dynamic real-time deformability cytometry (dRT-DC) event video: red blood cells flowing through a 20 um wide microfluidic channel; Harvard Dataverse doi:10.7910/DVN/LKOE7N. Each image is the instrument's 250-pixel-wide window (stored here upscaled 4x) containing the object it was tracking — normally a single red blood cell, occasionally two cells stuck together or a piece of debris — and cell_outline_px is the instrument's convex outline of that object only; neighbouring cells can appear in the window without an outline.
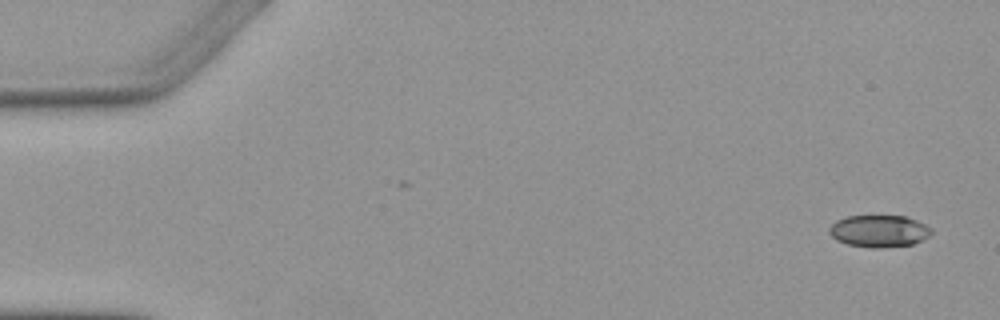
{"species": "Egyptian fruit bat (a non-hibernating species)", "species_latin": "Rousettus aegyptiacus", "temperature_condition": "warm", "stored_images_in_passage": 2, "camera_frame_rate_fps": 3000, "um_per_image_px": 0.085, "animal": {"sex": "female"}, "frame": {"image": 1, "passage_image": 2, "time_ms": 2.0, "image_size_px": [1000, 320], "cell_outline_px": [[932, 232], [928, 236], [912, 244], [880, 248], [872, 248], [848, 244], [836, 240], [828, 232], [828, 228], [836, 220], [848, 216], [904, 216], [916, 220], [932, 228]], "centroid_in_image_um": [74.69, 19.64], "position_along_channel_um": 10.3, "area_um2": 18.96}}